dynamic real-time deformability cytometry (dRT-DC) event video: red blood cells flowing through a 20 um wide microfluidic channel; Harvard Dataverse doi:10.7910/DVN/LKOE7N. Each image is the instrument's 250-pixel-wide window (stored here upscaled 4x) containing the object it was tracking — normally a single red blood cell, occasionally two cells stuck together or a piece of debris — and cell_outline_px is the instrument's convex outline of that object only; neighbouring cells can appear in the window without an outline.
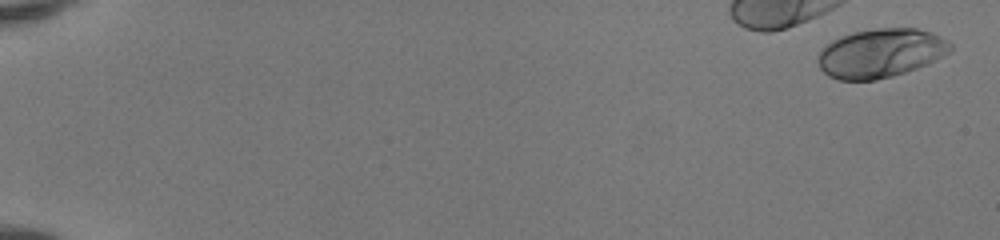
{"species": "human", "species_latin": "Homo sapiens", "temperature_condition": "room temperature", "stored_images_in_passage": 52, "camera_frame_rate_fps": 3000, "um_per_image_px": 0.085, "donor": {"sex": "female"}, "frame": {"image": 1, "passage_image": 2, "time_ms": 0.333, "image_size_px": [1000, 240], "cell_outline_px": [[952, 48], [948, 52], [928, 64], [892, 76], [876, 80], [840, 80], [828, 76], [820, 68], [816, 60], [820, 48], [832, 40], [840, 36], [852, 32], [872, 28], [916, 28], [932, 32], [948, 40], [952, 44]], "centroid_in_image_um": [74.82, 4.5], "position_along_channel_um": 10.2, "area_um2": 38.03}}
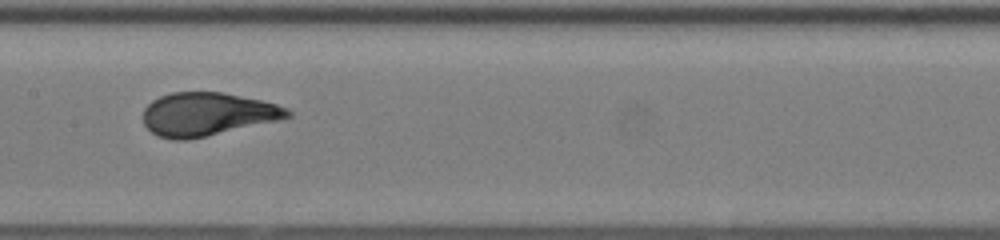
{"frame": {"image": 2, "passage_image": 29, "time_ms": 9.333, "image_size_px": [1000, 240], "cell_outline_px": [[292, 116], [284, 120], [188, 140], [172, 140], [156, 136], [144, 124], [144, 108], [152, 100], [160, 96], [172, 92], [220, 92], [260, 100], [276, 104], [288, 108], [292, 112]], "centroid_in_image_um": [17.65, 9.72], "position_along_channel_um": 189.7, "area_um2": 36.76}}
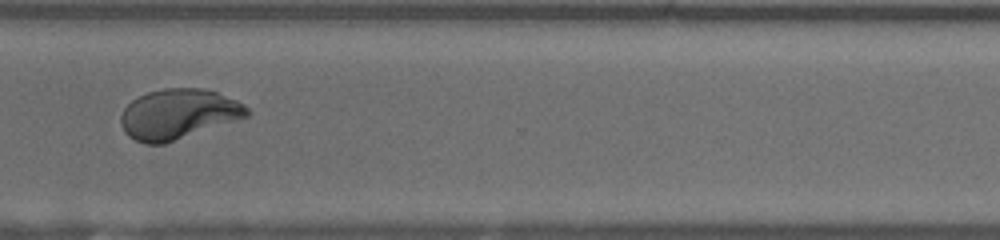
{"frame": {"image": 3, "passage_image": 41, "time_ms": 13.333, "image_size_px": [1000, 240], "cell_outline_px": [[248, 116], [164, 144], [144, 144], [128, 136], [124, 132], [120, 124], [120, 116], [124, 108], [132, 100], [148, 92], [164, 88], [200, 88], [216, 92], [236, 100], [244, 104], [248, 108]], "centroid_in_image_um": [15.11, 9.7], "position_along_channel_um": 355.5, "area_um2": 36.59}, "authors_computed_cell_mechanics": {"area_um2": 36.5874, "velocity_mm_per_s": 4.1481, "shape_relaxation_time_tau1_ms": 4.3545, "shape_relaxation_time_tau2_ms": null, "deformation_change_tau1": 0.1921, "deformation_change_tau2": null}}